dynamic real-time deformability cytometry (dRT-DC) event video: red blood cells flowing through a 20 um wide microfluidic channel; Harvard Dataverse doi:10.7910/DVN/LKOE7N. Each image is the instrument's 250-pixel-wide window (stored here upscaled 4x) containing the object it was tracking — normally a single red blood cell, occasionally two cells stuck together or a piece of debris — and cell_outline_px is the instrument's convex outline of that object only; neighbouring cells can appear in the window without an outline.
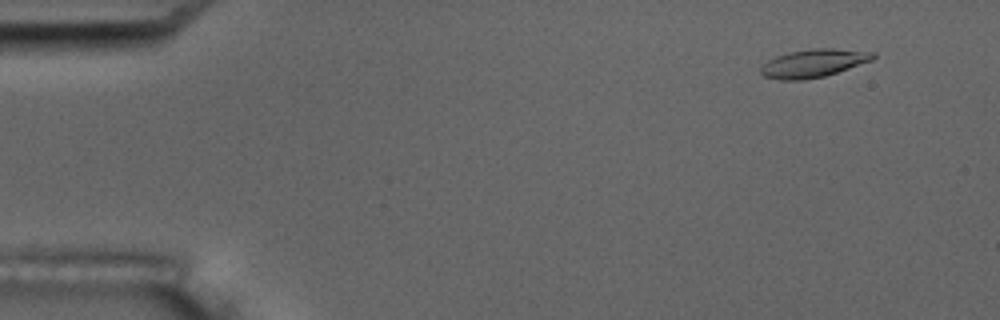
{"species": "common noctule bat (a hibernating species)", "species_latin": "Nyctalus noctula", "temperature_condition": "room temperature", "stored_images_in_passage": 5, "camera_frame_rate_fps": 3000, "um_per_image_px": 0.085, "animal": {"sex": "male", "body_mass_g": 17.5, "forearm_length_mm": 52.3}, "frame": {"image": 1, "passage_image": 1, "time_ms": 0.0, "image_size_px": [1000, 320], "cell_outline_px": [[876, 56], [872, 60], [824, 76], [804, 80], [780, 80], [764, 76], [760, 72], [760, 68], [768, 60], [776, 56], [788, 52], [812, 48], [836, 48], [876, 52]], "centroid_in_image_um": [69.14, 5.36], "position_along_channel_um": 15.9, "area_um2": 18.38}}